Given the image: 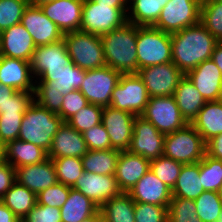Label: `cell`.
Here are the masks:
<instances>
[{"instance_id": "obj_1", "label": "cell", "mask_w": 222, "mask_h": 222, "mask_svg": "<svg viewBox=\"0 0 222 222\" xmlns=\"http://www.w3.org/2000/svg\"><path fill=\"white\" fill-rule=\"evenodd\" d=\"M218 40L199 22L171 34L172 62L186 75L211 59Z\"/></svg>"}, {"instance_id": "obj_2", "label": "cell", "mask_w": 222, "mask_h": 222, "mask_svg": "<svg viewBox=\"0 0 222 222\" xmlns=\"http://www.w3.org/2000/svg\"><path fill=\"white\" fill-rule=\"evenodd\" d=\"M100 37L106 66L121 74L137 73V25L126 22Z\"/></svg>"}, {"instance_id": "obj_3", "label": "cell", "mask_w": 222, "mask_h": 222, "mask_svg": "<svg viewBox=\"0 0 222 222\" xmlns=\"http://www.w3.org/2000/svg\"><path fill=\"white\" fill-rule=\"evenodd\" d=\"M63 122L58 114L43 108L34 100L24 113L18 140L37 145L48 153L54 135Z\"/></svg>"}, {"instance_id": "obj_4", "label": "cell", "mask_w": 222, "mask_h": 222, "mask_svg": "<svg viewBox=\"0 0 222 222\" xmlns=\"http://www.w3.org/2000/svg\"><path fill=\"white\" fill-rule=\"evenodd\" d=\"M137 71L172 62L171 34L154 26H137Z\"/></svg>"}, {"instance_id": "obj_5", "label": "cell", "mask_w": 222, "mask_h": 222, "mask_svg": "<svg viewBox=\"0 0 222 222\" xmlns=\"http://www.w3.org/2000/svg\"><path fill=\"white\" fill-rule=\"evenodd\" d=\"M63 40L71 61L83 70L106 66L104 47L99 35L81 30L65 33Z\"/></svg>"}, {"instance_id": "obj_6", "label": "cell", "mask_w": 222, "mask_h": 222, "mask_svg": "<svg viewBox=\"0 0 222 222\" xmlns=\"http://www.w3.org/2000/svg\"><path fill=\"white\" fill-rule=\"evenodd\" d=\"M205 153L206 143L191 124L165 135L163 155L183 165L198 163Z\"/></svg>"}, {"instance_id": "obj_7", "label": "cell", "mask_w": 222, "mask_h": 222, "mask_svg": "<svg viewBox=\"0 0 222 222\" xmlns=\"http://www.w3.org/2000/svg\"><path fill=\"white\" fill-rule=\"evenodd\" d=\"M127 11L128 8H114L84 0L80 30L99 36L109 33L127 22Z\"/></svg>"}, {"instance_id": "obj_8", "label": "cell", "mask_w": 222, "mask_h": 222, "mask_svg": "<svg viewBox=\"0 0 222 222\" xmlns=\"http://www.w3.org/2000/svg\"><path fill=\"white\" fill-rule=\"evenodd\" d=\"M149 98L147 88L137 73L121 74L112 92L110 106L140 116Z\"/></svg>"}, {"instance_id": "obj_9", "label": "cell", "mask_w": 222, "mask_h": 222, "mask_svg": "<svg viewBox=\"0 0 222 222\" xmlns=\"http://www.w3.org/2000/svg\"><path fill=\"white\" fill-rule=\"evenodd\" d=\"M140 116L165 135L180 130L188 124L182 117L173 95L150 97Z\"/></svg>"}, {"instance_id": "obj_10", "label": "cell", "mask_w": 222, "mask_h": 222, "mask_svg": "<svg viewBox=\"0 0 222 222\" xmlns=\"http://www.w3.org/2000/svg\"><path fill=\"white\" fill-rule=\"evenodd\" d=\"M201 2L202 0H169L154 27L172 34L199 23Z\"/></svg>"}, {"instance_id": "obj_11", "label": "cell", "mask_w": 222, "mask_h": 222, "mask_svg": "<svg viewBox=\"0 0 222 222\" xmlns=\"http://www.w3.org/2000/svg\"><path fill=\"white\" fill-rule=\"evenodd\" d=\"M120 76L119 71L109 66L85 70V77L79 90L88 103L102 107L110 106L111 95L118 84Z\"/></svg>"}, {"instance_id": "obj_12", "label": "cell", "mask_w": 222, "mask_h": 222, "mask_svg": "<svg viewBox=\"0 0 222 222\" xmlns=\"http://www.w3.org/2000/svg\"><path fill=\"white\" fill-rule=\"evenodd\" d=\"M137 74L144 82L149 97L174 95L179 81L184 77L173 62L145 67L139 69Z\"/></svg>"}, {"instance_id": "obj_13", "label": "cell", "mask_w": 222, "mask_h": 222, "mask_svg": "<svg viewBox=\"0 0 222 222\" xmlns=\"http://www.w3.org/2000/svg\"><path fill=\"white\" fill-rule=\"evenodd\" d=\"M165 134L159 132L142 116H135L133 122V136L128 149L130 153L153 160L164 154Z\"/></svg>"}, {"instance_id": "obj_14", "label": "cell", "mask_w": 222, "mask_h": 222, "mask_svg": "<svg viewBox=\"0 0 222 222\" xmlns=\"http://www.w3.org/2000/svg\"><path fill=\"white\" fill-rule=\"evenodd\" d=\"M135 115L113 108L103 107L101 123L105 127L111 142V147L120 151H126L131 144L133 136V122Z\"/></svg>"}, {"instance_id": "obj_15", "label": "cell", "mask_w": 222, "mask_h": 222, "mask_svg": "<svg viewBox=\"0 0 222 222\" xmlns=\"http://www.w3.org/2000/svg\"><path fill=\"white\" fill-rule=\"evenodd\" d=\"M71 62L64 40L36 46L30 61L31 72L36 80L42 73H59Z\"/></svg>"}, {"instance_id": "obj_16", "label": "cell", "mask_w": 222, "mask_h": 222, "mask_svg": "<svg viewBox=\"0 0 222 222\" xmlns=\"http://www.w3.org/2000/svg\"><path fill=\"white\" fill-rule=\"evenodd\" d=\"M88 197L99 208L122 191L115 175H102L84 171L71 187Z\"/></svg>"}, {"instance_id": "obj_17", "label": "cell", "mask_w": 222, "mask_h": 222, "mask_svg": "<svg viewBox=\"0 0 222 222\" xmlns=\"http://www.w3.org/2000/svg\"><path fill=\"white\" fill-rule=\"evenodd\" d=\"M21 24L29 32L36 46L57 42L64 36L39 6L28 5L22 15Z\"/></svg>"}, {"instance_id": "obj_18", "label": "cell", "mask_w": 222, "mask_h": 222, "mask_svg": "<svg viewBox=\"0 0 222 222\" xmlns=\"http://www.w3.org/2000/svg\"><path fill=\"white\" fill-rule=\"evenodd\" d=\"M83 2L84 0H52L39 7L65 34L80 30Z\"/></svg>"}, {"instance_id": "obj_19", "label": "cell", "mask_w": 222, "mask_h": 222, "mask_svg": "<svg viewBox=\"0 0 222 222\" xmlns=\"http://www.w3.org/2000/svg\"><path fill=\"white\" fill-rule=\"evenodd\" d=\"M35 49L33 38L21 23L0 32V56L30 62Z\"/></svg>"}, {"instance_id": "obj_20", "label": "cell", "mask_w": 222, "mask_h": 222, "mask_svg": "<svg viewBox=\"0 0 222 222\" xmlns=\"http://www.w3.org/2000/svg\"><path fill=\"white\" fill-rule=\"evenodd\" d=\"M16 181L36 195L56 184L58 180L52 159L16 168Z\"/></svg>"}, {"instance_id": "obj_21", "label": "cell", "mask_w": 222, "mask_h": 222, "mask_svg": "<svg viewBox=\"0 0 222 222\" xmlns=\"http://www.w3.org/2000/svg\"><path fill=\"white\" fill-rule=\"evenodd\" d=\"M0 83L17 91L35 92V79L30 62L0 56Z\"/></svg>"}, {"instance_id": "obj_22", "label": "cell", "mask_w": 222, "mask_h": 222, "mask_svg": "<svg viewBox=\"0 0 222 222\" xmlns=\"http://www.w3.org/2000/svg\"><path fill=\"white\" fill-rule=\"evenodd\" d=\"M186 76L206 102L219 100L222 74L213 60H205L189 71Z\"/></svg>"}, {"instance_id": "obj_23", "label": "cell", "mask_w": 222, "mask_h": 222, "mask_svg": "<svg viewBox=\"0 0 222 222\" xmlns=\"http://www.w3.org/2000/svg\"><path fill=\"white\" fill-rule=\"evenodd\" d=\"M134 202L169 206L172 190L149 170L128 192Z\"/></svg>"}, {"instance_id": "obj_24", "label": "cell", "mask_w": 222, "mask_h": 222, "mask_svg": "<svg viewBox=\"0 0 222 222\" xmlns=\"http://www.w3.org/2000/svg\"><path fill=\"white\" fill-rule=\"evenodd\" d=\"M88 152L82 133L63 122L54 135L48 158L76 157L82 158Z\"/></svg>"}, {"instance_id": "obj_25", "label": "cell", "mask_w": 222, "mask_h": 222, "mask_svg": "<svg viewBox=\"0 0 222 222\" xmlns=\"http://www.w3.org/2000/svg\"><path fill=\"white\" fill-rule=\"evenodd\" d=\"M149 170L150 160L128 150L120 151L115 172L119 189L129 192Z\"/></svg>"}, {"instance_id": "obj_26", "label": "cell", "mask_w": 222, "mask_h": 222, "mask_svg": "<svg viewBox=\"0 0 222 222\" xmlns=\"http://www.w3.org/2000/svg\"><path fill=\"white\" fill-rule=\"evenodd\" d=\"M85 77V70L72 61L59 73H42L35 80V88H55L62 95L79 90Z\"/></svg>"}, {"instance_id": "obj_27", "label": "cell", "mask_w": 222, "mask_h": 222, "mask_svg": "<svg viewBox=\"0 0 222 222\" xmlns=\"http://www.w3.org/2000/svg\"><path fill=\"white\" fill-rule=\"evenodd\" d=\"M3 159L15 169L43 162L48 158L47 152L30 142L14 140L2 148Z\"/></svg>"}, {"instance_id": "obj_28", "label": "cell", "mask_w": 222, "mask_h": 222, "mask_svg": "<svg viewBox=\"0 0 222 222\" xmlns=\"http://www.w3.org/2000/svg\"><path fill=\"white\" fill-rule=\"evenodd\" d=\"M173 96L182 117L188 124H191L206 103L203 96L186 75L179 81Z\"/></svg>"}, {"instance_id": "obj_29", "label": "cell", "mask_w": 222, "mask_h": 222, "mask_svg": "<svg viewBox=\"0 0 222 222\" xmlns=\"http://www.w3.org/2000/svg\"><path fill=\"white\" fill-rule=\"evenodd\" d=\"M203 141L206 143L211 138L222 133V102H206L191 122Z\"/></svg>"}, {"instance_id": "obj_30", "label": "cell", "mask_w": 222, "mask_h": 222, "mask_svg": "<svg viewBox=\"0 0 222 222\" xmlns=\"http://www.w3.org/2000/svg\"><path fill=\"white\" fill-rule=\"evenodd\" d=\"M169 0H127V22L137 26H154Z\"/></svg>"}, {"instance_id": "obj_31", "label": "cell", "mask_w": 222, "mask_h": 222, "mask_svg": "<svg viewBox=\"0 0 222 222\" xmlns=\"http://www.w3.org/2000/svg\"><path fill=\"white\" fill-rule=\"evenodd\" d=\"M200 161L193 164H185L180 170L176 185L172 190V197L195 200L205 190L202 187V181L199 178Z\"/></svg>"}, {"instance_id": "obj_32", "label": "cell", "mask_w": 222, "mask_h": 222, "mask_svg": "<svg viewBox=\"0 0 222 222\" xmlns=\"http://www.w3.org/2000/svg\"><path fill=\"white\" fill-rule=\"evenodd\" d=\"M99 209L88 197L71 188L68 199L60 208L62 222H80Z\"/></svg>"}, {"instance_id": "obj_33", "label": "cell", "mask_w": 222, "mask_h": 222, "mask_svg": "<svg viewBox=\"0 0 222 222\" xmlns=\"http://www.w3.org/2000/svg\"><path fill=\"white\" fill-rule=\"evenodd\" d=\"M104 222H135L134 201L128 192H121L99 208Z\"/></svg>"}, {"instance_id": "obj_34", "label": "cell", "mask_w": 222, "mask_h": 222, "mask_svg": "<svg viewBox=\"0 0 222 222\" xmlns=\"http://www.w3.org/2000/svg\"><path fill=\"white\" fill-rule=\"evenodd\" d=\"M119 155L117 149L88 150L81 158L83 169L95 174L115 175Z\"/></svg>"}, {"instance_id": "obj_35", "label": "cell", "mask_w": 222, "mask_h": 222, "mask_svg": "<svg viewBox=\"0 0 222 222\" xmlns=\"http://www.w3.org/2000/svg\"><path fill=\"white\" fill-rule=\"evenodd\" d=\"M0 201L22 220L37 204V195L16 181Z\"/></svg>"}, {"instance_id": "obj_36", "label": "cell", "mask_w": 222, "mask_h": 222, "mask_svg": "<svg viewBox=\"0 0 222 222\" xmlns=\"http://www.w3.org/2000/svg\"><path fill=\"white\" fill-rule=\"evenodd\" d=\"M200 23L218 42H222V1L202 0Z\"/></svg>"}, {"instance_id": "obj_37", "label": "cell", "mask_w": 222, "mask_h": 222, "mask_svg": "<svg viewBox=\"0 0 222 222\" xmlns=\"http://www.w3.org/2000/svg\"><path fill=\"white\" fill-rule=\"evenodd\" d=\"M199 178L205 191L218 192L222 184V160L205 153L203 159L200 160Z\"/></svg>"}, {"instance_id": "obj_38", "label": "cell", "mask_w": 222, "mask_h": 222, "mask_svg": "<svg viewBox=\"0 0 222 222\" xmlns=\"http://www.w3.org/2000/svg\"><path fill=\"white\" fill-rule=\"evenodd\" d=\"M194 201L196 215L202 222H216L222 211V198L218 192L204 191Z\"/></svg>"}, {"instance_id": "obj_39", "label": "cell", "mask_w": 222, "mask_h": 222, "mask_svg": "<svg viewBox=\"0 0 222 222\" xmlns=\"http://www.w3.org/2000/svg\"><path fill=\"white\" fill-rule=\"evenodd\" d=\"M51 159L55 165L58 182L66 186L72 187L84 173L81 158L61 157Z\"/></svg>"}, {"instance_id": "obj_40", "label": "cell", "mask_w": 222, "mask_h": 222, "mask_svg": "<svg viewBox=\"0 0 222 222\" xmlns=\"http://www.w3.org/2000/svg\"><path fill=\"white\" fill-rule=\"evenodd\" d=\"M183 164L164 155L150 161V170L173 190Z\"/></svg>"}, {"instance_id": "obj_41", "label": "cell", "mask_w": 222, "mask_h": 222, "mask_svg": "<svg viewBox=\"0 0 222 222\" xmlns=\"http://www.w3.org/2000/svg\"><path fill=\"white\" fill-rule=\"evenodd\" d=\"M103 107L89 103L66 122L80 133L98 125L102 121Z\"/></svg>"}, {"instance_id": "obj_42", "label": "cell", "mask_w": 222, "mask_h": 222, "mask_svg": "<svg viewBox=\"0 0 222 222\" xmlns=\"http://www.w3.org/2000/svg\"><path fill=\"white\" fill-rule=\"evenodd\" d=\"M168 222H202L196 215L195 201L172 197L168 206Z\"/></svg>"}, {"instance_id": "obj_43", "label": "cell", "mask_w": 222, "mask_h": 222, "mask_svg": "<svg viewBox=\"0 0 222 222\" xmlns=\"http://www.w3.org/2000/svg\"><path fill=\"white\" fill-rule=\"evenodd\" d=\"M27 0H0V32L21 23Z\"/></svg>"}, {"instance_id": "obj_44", "label": "cell", "mask_w": 222, "mask_h": 222, "mask_svg": "<svg viewBox=\"0 0 222 222\" xmlns=\"http://www.w3.org/2000/svg\"><path fill=\"white\" fill-rule=\"evenodd\" d=\"M24 113L0 114V147L18 139Z\"/></svg>"}, {"instance_id": "obj_45", "label": "cell", "mask_w": 222, "mask_h": 222, "mask_svg": "<svg viewBox=\"0 0 222 222\" xmlns=\"http://www.w3.org/2000/svg\"><path fill=\"white\" fill-rule=\"evenodd\" d=\"M135 222H168V206L134 202Z\"/></svg>"}, {"instance_id": "obj_46", "label": "cell", "mask_w": 222, "mask_h": 222, "mask_svg": "<svg viewBox=\"0 0 222 222\" xmlns=\"http://www.w3.org/2000/svg\"><path fill=\"white\" fill-rule=\"evenodd\" d=\"M70 189L71 187L57 182L56 184L42 190L39 194H37V203L61 208L68 199Z\"/></svg>"}, {"instance_id": "obj_47", "label": "cell", "mask_w": 222, "mask_h": 222, "mask_svg": "<svg viewBox=\"0 0 222 222\" xmlns=\"http://www.w3.org/2000/svg\"><path fill=\"white\" fill-rule=\"evenodd\" d=\"M88 150H108L113 149L109 135L102 123L84 131L82 133Z\"/></svg>"}, {"instance_id": "obj_48", "label": "cell", "mask_w": 222, "mask_h": 222, "mask_svg": "<svg viewBox=\"0 0 222 222\" xmlns=\"http://www.w3.org/2000/svg\"><path fill=\"white\" fill-rule=\"evenodd\" d=\"M64 95L55 88H35L34 100L43 108L58 114Z\"/></svg>"}, {"instance_id": "obj_49", "label": "cell", "mask_w": 222, "mask_h": 222, "mask_svg": "<svg viewBox=\"0 0 222 222\" xmlns=\"http://www.w3.org/2000/svg\"><path fill=\"white\" fill-rule=\"evenodd\" d=\"M89 103L80 90H73L64 95L61 110L58 115L66 122L74 114Z\"/></svg>"}, {"instance_id": "obj_50", "label": "cell", "mask_w": 222, "mask_h": 222, "mask_svg": "<svg viewBox=\"0 0 222 222\" xmlns=\"http://www.w3.org/2000/svg\"><path fill=\"white\" fill-rule=\"evenodd\" d=\"M22 222H62L60 208L36 204Z\"/></svg>"}, {"instance_id": "obj_51", "label": "cell", "mask_w": 222, "mask_h": 222, "mask_svg": "<svg viewBox=\"0 0 222 222\" xmlns=\"http://www.w3.org/2000/svg\"><path fill=\"white\" fill-rule=\"evenodd\" d=\"M34 101V92L16 91L1 108L2 113H25Z\"/></svg>"}, {"instance_id": "obj_52", "label": "cell", "mask_w": 222, "mask_h": 222, "mask_svg": "<svg viewBox=\"0 0 222 222\" xmlns=\"http://www.w3.org/2000/svg\"><path fill=\"white\" fill-rule=\"evenodd\" d=\"M16 182V169L4 159L0 160V199Z\"/></svg>"}, {"instance_id": "obj_53", "label": "cell", "mask_w": 222, "mask_h": 222, "mask_svg": "<svg viewBox=\"0 0 222 222\" xmlns=\"http://www.w3.org/2000/svg\"><path fill=\"white\" fill-rule=\"evenodd\" d=\"M206 154L222 160V133L206 142Z\"/></svg>"}, {"instance_id": "obj_54", "label": "cell", "mask_w": 222, "mask_h": 222, "mask_svg": "<svg viewBox=\"0 0 222 222\" xmlns=\"http://www.w3.org/2000/svg\"><path fill=\"white\" fill-rule=\"evenodd\" d=\"M21 220L0 201V222H20Z\"/></svg>"}, {"instance_id": "obj_55", "label": "cell", "mask_w": 222, "mask_h": 222, "mask_svg": "<svg viewBox=\"0 0 222 222\" xmlns=\"http://www.w3.org/2000/svg\"><path fill=\"white\" fill-rule=\"evenodd\" d=\"M17 90L13 89L10 86L3 85L0 83V108L10 100V97L16 92Z\"/></svg>"}, {"instance_id": "obj_56", "label": "cell", "mask_w": 222, "mask_h": 222, "mask_svg": "<svg viewBox=\"0 0 222 222\" xmlns=\"http://www.w3.org/2000/svg\"><path fill=\"white\" fill-rule=\"evenodd\" d=\"M211 60L215 62L222 74V42H218L211 55Z\"/></svg>"}, {"instance_id": "obj_57", "label": "cell", "mask_w": 222, "mask_h": 222, "mask_svg": "<svg viewBox=\"0 0 222 222\" xmlns=\"http://www.w3.org/2000/svg\"><path fill=\"white\" fill-rule=\"evenodd\" d=\"M97 4H105L114 8H128L127 0H93Z\"/></svg>"}, {"instance_id": "obj_58", "label": "cell", "mask_w": 222, "mask_h": 222, "mask_svg": "<svg viewBox=\"0 0 222 222\" xmlns=\"http://www.w3.org/2000/svg\"><path fill=\"white\" fill-rule=\"evenodd\" d=\"M80 222H103L102 214L98 209L92 216H89Z\"/></svg>"}, {"instance_id": "obj_59", "label": "cell", "mask_w": 222, "mask_h": 222, "mask_svg": "<svg viewBox=\"0 0 222 222\" xmlns=\"http://www.w3.org/2000/svg\"><path fill=\"white\" fill-rule=\"evenodd\" d=\"M52 0H28L29 5L40 6L44 3L50 2Z\"/></svg>"}, {"instance_id": "obj_60", "label": "cell", "mask_w": 222, "mask_h": 222, "mask_svg": "<svg viewBox=\"0 0 222 222\" xmlns=\"http://www.w3.org/2000/svg\"><path fill=\"white\" fill-rule=\"evenodd\" d=\"M216 222H222V211L219 214L218 218L216 219Z\"/></svg>"}, {"instance_id": "obj_61", "label": "cell", "mask_w": 222, "mask_h": 222, "mask_svg": "<svg viewBox=\"0 0 222 222\" xmlns=\"http://www.w3.org/2000/svg\"><path fill=\"white\" fill-rule=\"evenodd\" d=\"M218 194L222 198V184L220 185V188L218 190Z\"/></svg>"}, {"instance_id": "obj_62", "label": "cell", "mask_w": 222, "mask_h": 222, "mask_svg": "<svg viewBox=\"0 0 222 222\" xmlns=\"http://www.w3.org/2000/svg\"><path fill=\"white\" fill-rule=\"evenodd\" d=\"M219 101H221V102H222V84H221V90H220Z\"/></svg>"}, {"instance_id": "obj_63", "label": "cell", "mask_w": 222, "mask_h": 222, "mask_svg": "<svg viewBox=\"0 0 222 222\" xmlns=\"http://www.w3.org/2000/svg\"><path fill=\"white\" fill-rule=\"evenodd\" d=\"M3 159L2 148L0 147V160Z\"/></svg>"}]
</instances>
